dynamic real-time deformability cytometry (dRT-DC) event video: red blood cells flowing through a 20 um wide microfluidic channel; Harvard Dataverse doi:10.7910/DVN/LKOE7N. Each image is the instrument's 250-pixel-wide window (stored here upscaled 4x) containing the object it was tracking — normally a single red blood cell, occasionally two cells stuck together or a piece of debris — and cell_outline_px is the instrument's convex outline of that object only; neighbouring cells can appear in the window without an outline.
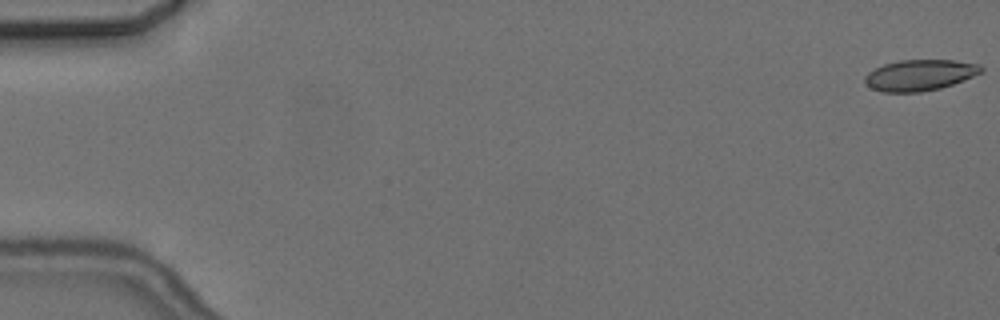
{"species": "common noctule bat (a hibernating species)", "species_latin": "Nyctalus noctula", "temperature_condition": "cold", "stored_images_in_passage": 5, "camera_frame_rate_fps": 3000, "um_per_image_px": 0.085, "animal": {"sex": "female", "body_mass_g": 24.6, "forearm_length_mm": 56.2}, "frame": {"image": 1, "passage_image": 1, "time_ms": 0.0, "image_size_px": [1000, 320], "cell_outline_px": [[984, 72], [952, 84], [940, 88], [920, 92], [884, 92], [872, 88], [864, 80], [864, 76], [868, 72], [884, 64], [900, 60], [956, 60], [980, 64], [984, 68]], "centroid_in_image_um": [78.22, 6.37], "position_along_channel_um": 6.8, "area_um2": 20.98}}